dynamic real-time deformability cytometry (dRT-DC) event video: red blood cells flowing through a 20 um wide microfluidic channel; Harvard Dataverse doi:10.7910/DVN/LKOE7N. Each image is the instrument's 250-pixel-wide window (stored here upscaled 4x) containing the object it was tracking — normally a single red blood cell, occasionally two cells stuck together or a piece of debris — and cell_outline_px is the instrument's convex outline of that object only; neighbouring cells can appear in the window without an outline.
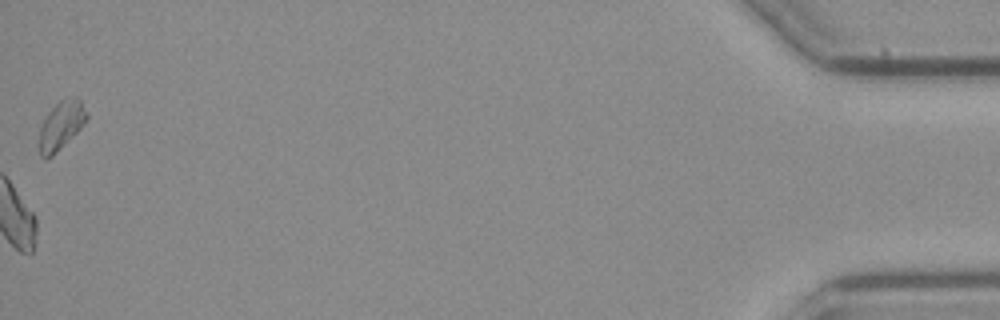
{"species": "common noctule bat (a hibernating species)", "species_latin": "Nyctalus noctula", "temperature_condition": "cold", "stored_images_in_passage": 41, "camera_frame_rate_fps": 3000, "um_per_image_px": 0.085, "animal": {"sex": "female", "body_mass_g": 21.9}, "frame": {"image": 1, "passage_image": 41, "time_ms": 13.333, "image_size_px": [1000, 320], "cell_outline_px": [[88, 116], [84, 124], [52, 156], [44, 160], [40, 156], [40, 128], [44, 116], [60, 100], [68, 96], [76, 96], [80, 100]], "centroid_in_image_um": [5.18, 10.63], "position_along_channel_um": 430.0, "area_um2": 13.24}, "authors_computed_cell_mechanics": {"area_um2": 18.0336, "velocity_mm_per_s": 3.8304, "shape_relaxation_time_tau1_ms": null, "shape_relaxation_time_tau2_ms": 5.9827, "deformation_change_tau1": null, "deformation_change_tau2": 0.1198}}